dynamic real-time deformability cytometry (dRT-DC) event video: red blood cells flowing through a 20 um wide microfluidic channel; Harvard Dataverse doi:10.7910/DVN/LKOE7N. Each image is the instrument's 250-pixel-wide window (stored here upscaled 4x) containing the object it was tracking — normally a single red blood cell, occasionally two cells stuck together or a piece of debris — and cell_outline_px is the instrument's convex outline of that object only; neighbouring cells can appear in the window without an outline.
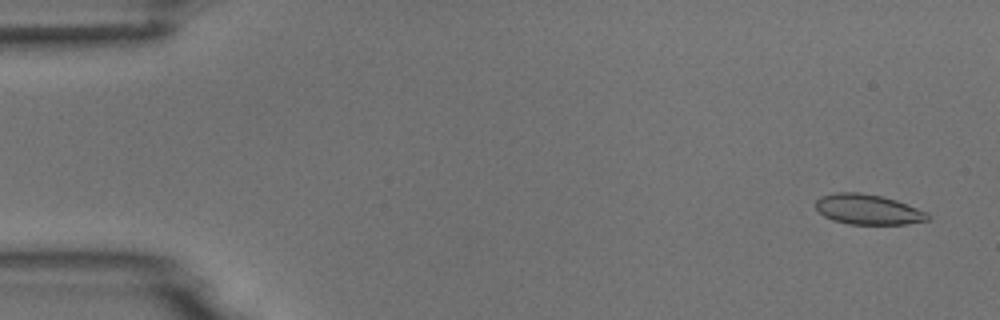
{"species": "common noctule bat (a hibernating species)", "species_latin": "Nyctalus noctula", "temperature_condition": "room temperature", "stored_images_in_passage": 4, "camera_frame_rate_fps": 3000, "um_per_image_px": 0.085, "animal": {"sex": "male", "body_mass_g": 18.8}, "frame": {"image": 1, "passage_image": 1, "time_ms": 0.0, "image_size_px": [1000, 320], "cell_outline_px": [[928, 220], [908, 224], [848, 224], [832, 220], [824, 216], [816, 208], [816, 200], [820, 196], [836, 192], [860, 192], [880, 196], [896, 200], [928, 212]], "centroid_in_image_um": [73.76, 17.8], "position_along_channel_um": 11.2, "area_um2": 19.71}}
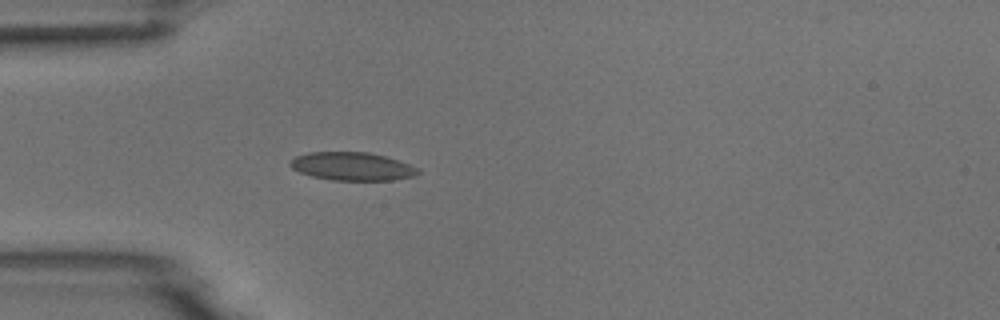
{"frame": {"image": 2, "passage_image": 4, "time_ms": 4.333, "image_size_px": [1000, 320], "cell_outline_px": [[420, 172], [416, 176], [392, 180], [332, 180], [312, 176], [300, 172], [292, 168], [288, 164], [288, 160], [296, 156], [308, 152], [368, 152], [384, 156], [420, 168]], "centroid_in_image_um": [29.91, 14.14], "position_along_channel_um": 55.1, "area_um2": 21.04}}